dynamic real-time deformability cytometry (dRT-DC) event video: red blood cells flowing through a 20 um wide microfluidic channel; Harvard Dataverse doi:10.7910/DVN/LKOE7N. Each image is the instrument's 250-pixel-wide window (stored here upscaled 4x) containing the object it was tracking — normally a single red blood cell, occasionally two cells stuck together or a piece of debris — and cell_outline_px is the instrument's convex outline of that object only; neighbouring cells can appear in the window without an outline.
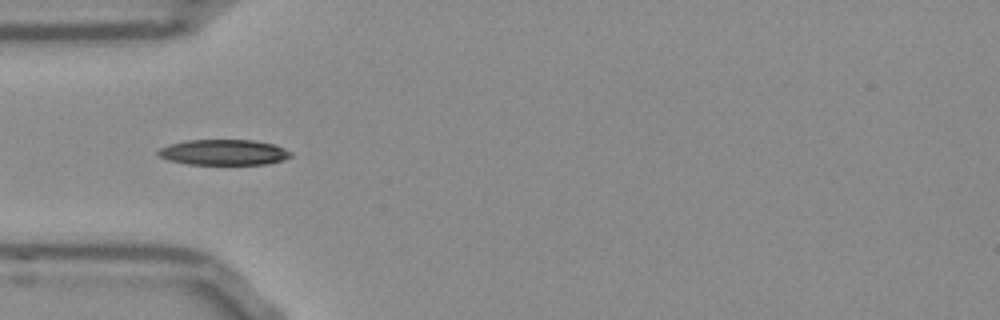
{"species": "Egyptian fruit bat (a non-hibernating species)", "species_latin": "Rousettus aegyptiacus", "temperature_condition": "room temperature", "stored_images_in_passage": 14, "camera_frame_rate_fps": 3000, "um_per_image_px": 0.085, "frame": {"image": 1, "passage_image": 5, "time_ms": 1.333, "image_size_px": [1000, 320], "cell_outline_px": [[288, 156], [280, 160], [260, 164], [196, 164], [176, 160], [164, 156], [160, 152], [164, 148], [176, 144], [196, 140], [248, 140], [272, 144], [288, 152]], "centroid_in_image_um": [19.11, 12.94], "position_along_channel_um": 65.9, "area_um2": 18.09}}